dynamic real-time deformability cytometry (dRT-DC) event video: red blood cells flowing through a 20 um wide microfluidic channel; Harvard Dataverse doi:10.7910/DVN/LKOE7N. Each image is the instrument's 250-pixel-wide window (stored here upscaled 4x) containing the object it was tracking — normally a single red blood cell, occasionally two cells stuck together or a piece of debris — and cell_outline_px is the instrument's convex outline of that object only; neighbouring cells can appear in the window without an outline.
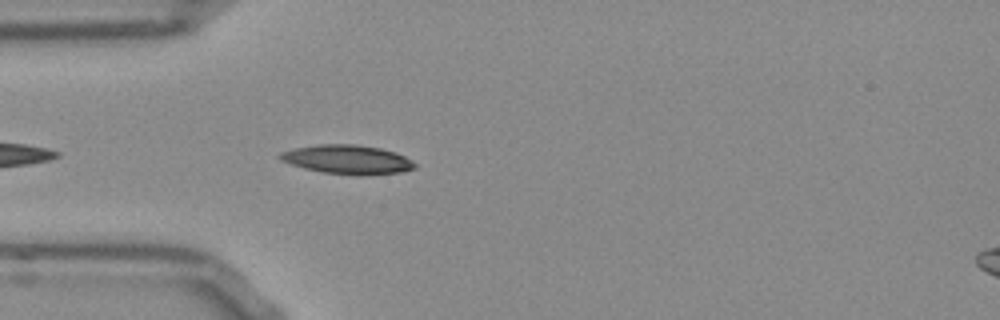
{"species": "Egyptian fruit bat (a non-hibernating species)", "species_latin": "Rousettus aegyptiacus", "temperature_condition": "room temperature", "stored_images_in_passage": 17, "camera_frame_rate_fps": 3000, "um_per_image_px": 0.085, "frame": {"image": 1, "passage_image": 3, "time_ms": 0.667, "image_size_px": [1000, 320], "cell_outline_px": [[416, 168], [400, 172], [324, 172], [304, 168], [280, 160], [276, 156], [280, 152], [296, 148], [320, 144], [356, 144], [380, 148], [396, 152], [412, 160], [416, 164]], "centroid_in_image_um": [29.49, 13.5], "position_along_channel_um": 55.5, "area_um2": 21.73}}
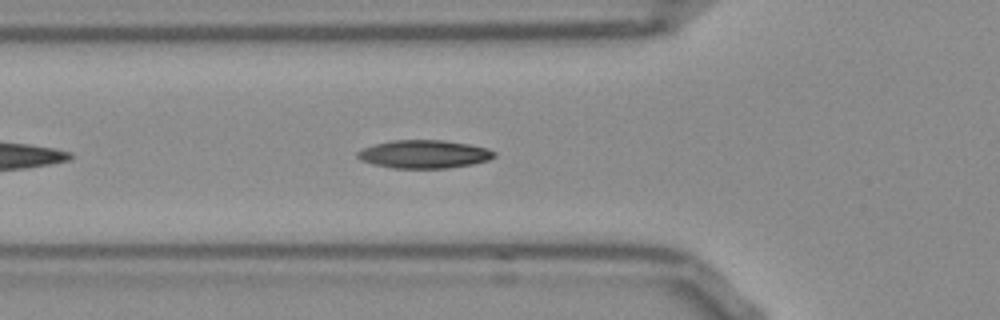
{"frame": {"image": 2, "passage_image": 6, "time_ms": 1.667, "image_size_px": [1000, 320], "cell_outline_px": [[496, 156], [488, 160], [472, 164], [448, 168], [392, 168], [372, 164], [360, 160], [356, 156], [356, 152], [364, 148], [376, 144], [392, 140], [444, 140], [468, 144], [488, 148], [496, 152]], "centroid_in_image_um": [36.05, 13.1], "position_along_channel_um": 89.8, "area_um2": 22.48}}
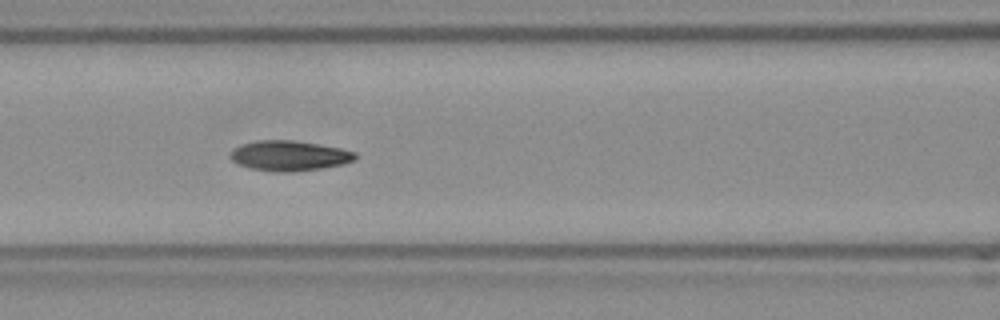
{"frame": {"image": 3, "passage_image": 10, "time_ms": 3.0, "image_size_px": [1000, 320], "cell_outline_px": [[356, 160], [344, 164], [324, 168], [292, 172], [272, 172], [248, 168], [232, 160], [232, 152], [236, 148], [244, 144], [260, 140], [292, 140], [340, 148], [356, 152]], "centroid_in_image_um": [24.65, 13.26], "position_along_channel_um": 142.0, "area_um2": 21.79}}